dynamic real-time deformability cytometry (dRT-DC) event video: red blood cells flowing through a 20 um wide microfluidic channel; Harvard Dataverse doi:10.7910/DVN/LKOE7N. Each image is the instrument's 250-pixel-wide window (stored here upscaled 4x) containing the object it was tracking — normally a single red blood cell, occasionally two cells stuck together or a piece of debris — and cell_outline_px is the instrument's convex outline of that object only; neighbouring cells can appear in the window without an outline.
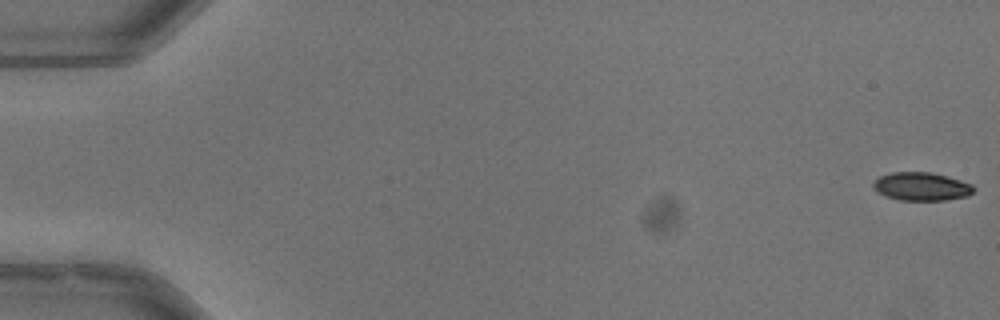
{"species": "common noctule bat (a hibernating species)", "species_latin": "Nyctalus noctula", "temperature_condition": "warm", "stored_images_in_passage": 53, "camera_frame_rate_fps": 3000, "um_per_image_px": 0.085, "animal": {"sex": "male", "body_mass_g": 13.3}, "frame": {"image": 1, "passage_image": 1, "time_ms": 0.0, "image_size_px": [1000, 320], "cell_outline_px": [[976, 188], [968, 196], [944, 200], [900, 200], [884, 196], [876, 192], [872, 184], [880, 176], [892, 172], [932, 172], [948, 176], [972, 184]], "centroid_in_image_um": [78.33, 15.85], "position_along_channel_um": 6.7, "area_um2": 16.65}}
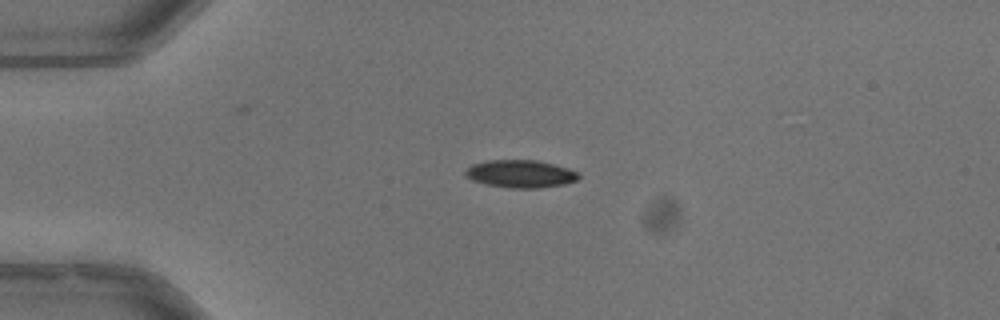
{"frame": {"image": 2, "passage_image": 14, "time_ms": 4.333, "image_size_px": [1000, 320], "cell_outline_px": [[580, 176], [576, 180], [564, 184], [540, 188], [512, 188], [488, 184], [472, 180], [464, 176], [464, 172], [472, 164], [488, 160], [536, 160], [568, 168], [576, 172]], "centroid_in_image_um": [44.22, 14.77], "position_along_channel_um": 40.8, "area_um2": 18.09}}
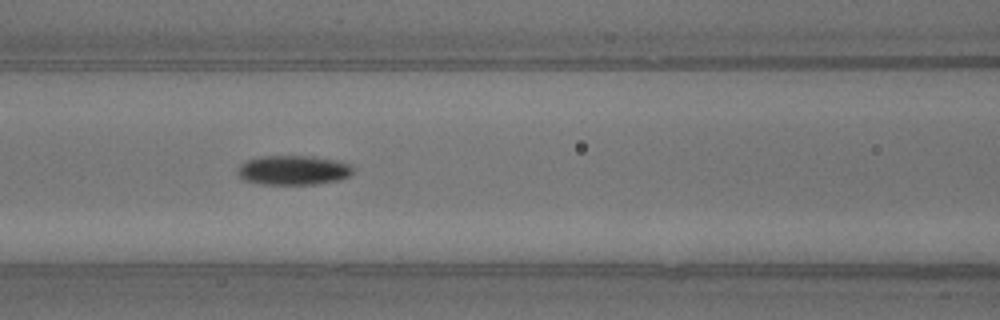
{"frame": {"image": 3, "passage_image": 24, "time_ms": 7.667, "image_size_px": [1000, 320], "cell_outline_px": [[356, 168], [348, 176], [340, 180], [316, 184], [264, 184], [244, 180], [236, 172], [236, 168], [244, 160], [260, 156], [316, 156], [336, 160], [352, 164]], "centroid_in_image_um": [24.94, 14.45], "position_along_channel_um": 141.7, "area_um2": 20.17}, "authors_computed_cell_mechanics": {"area_um2": 18.4382, "velocity_mm_per_s": 3.9874, "shape_relaxation_time_tau1_ms": 4.6122, "shape_relaxation_time_tau2_ms": null, "deformation_change_tau1": 0.1214, "deformation_change_tau2": null}}